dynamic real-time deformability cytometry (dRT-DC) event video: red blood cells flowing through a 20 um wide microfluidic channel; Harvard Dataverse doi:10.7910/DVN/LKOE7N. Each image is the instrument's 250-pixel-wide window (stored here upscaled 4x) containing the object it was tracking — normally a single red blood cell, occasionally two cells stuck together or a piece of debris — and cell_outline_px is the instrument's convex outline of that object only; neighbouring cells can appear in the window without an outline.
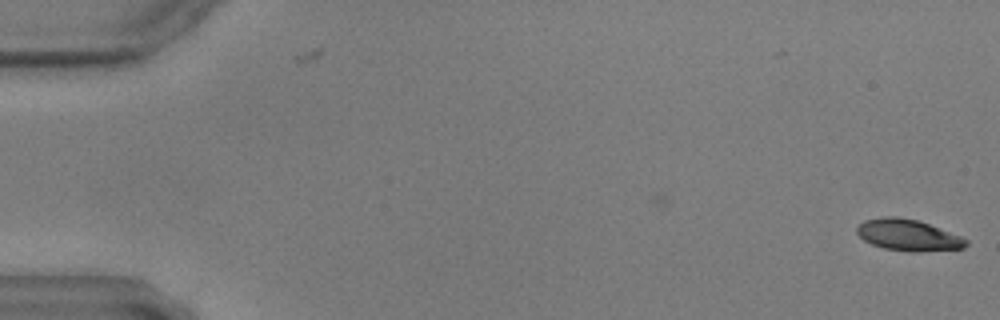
{"species": "common noctule bat (a hibernating species)", "species_latin": "Nyctalus noctula", "temperature_condition": "warm", "stored_images_in_passage": 6, "camera_frame_rate_fps": 3000, "um_per_image_px": 0.085, "animal": {"sex": "male", "body_mass_g": 17.9, "forearm_length_mm": 54.2}, "frame": {"image": 1, "passage_image": 6, "time_ms": 1.667, "image_size_px": [1000, 320], "cell_outline_px": [[968, 244], [964, 248], [920, 252], [908, 252], [884, 248], [872, 244], [864, 240], [856, 232], [856, 228], [864, 220], [884, 216], [896, 216], [916, 220], [928, 224], [960, 236], [968, 240]], "centroid_in_image_um": [77.18, 19.99], "position_along_channel_um": 7.8, "area_um2": 19.88}}